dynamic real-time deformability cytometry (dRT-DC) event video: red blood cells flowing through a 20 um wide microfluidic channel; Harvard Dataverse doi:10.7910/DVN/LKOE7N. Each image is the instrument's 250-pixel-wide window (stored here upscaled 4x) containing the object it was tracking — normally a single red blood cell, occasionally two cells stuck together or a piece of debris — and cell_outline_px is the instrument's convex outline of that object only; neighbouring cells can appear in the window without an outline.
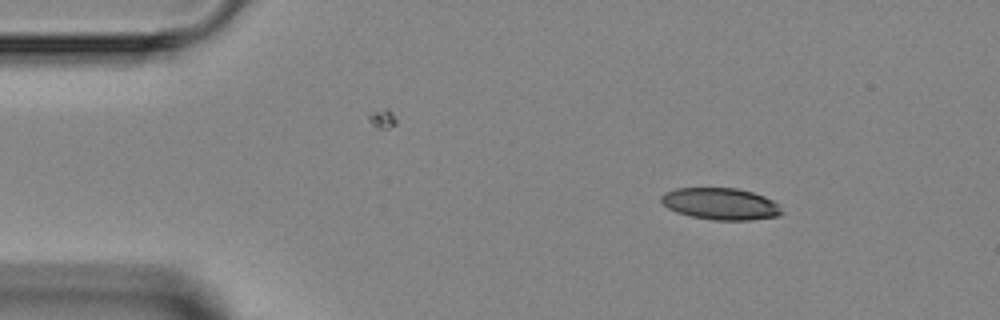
{"species": "Egyptian fruit bat (a non-hibernating species)", "species_latin": "Rousettus aegyptiacus", "temperature_condition": "room temperature", "stored_images_in_passage": 3, "camera_frame_rate_fps": 3000, "um_per_image_px": 0.085, "animal": {"sex": "female"}, "frame": {"image": 1, "passage_image": 1, "time_ms": 0.0, "image_size_px": [1000, 320], "cell_outline_px": [[784, 212], [780, 216], [752, 220], [712, 220], [692, 216], [676, 212], [668, 208], [660, 200], [660, 196], [664, 192], [676, 188], [736, 188], [752, 192], [764, 196], [780, 204]], "centroid_in_image_um": [61.28, 17.33], "position_along_channel_um": 23.7, "area_um2": 22.54}}